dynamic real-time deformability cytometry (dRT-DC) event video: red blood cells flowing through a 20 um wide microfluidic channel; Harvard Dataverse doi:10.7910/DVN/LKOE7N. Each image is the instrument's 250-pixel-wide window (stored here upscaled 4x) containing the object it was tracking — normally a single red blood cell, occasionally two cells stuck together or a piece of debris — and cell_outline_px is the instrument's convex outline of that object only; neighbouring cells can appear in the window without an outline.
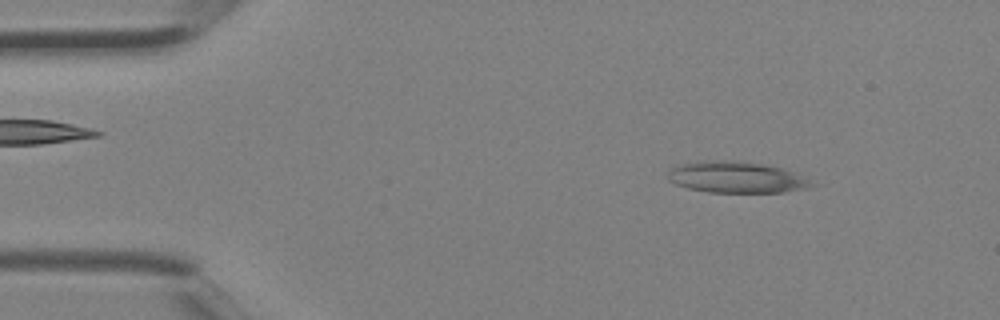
{"species": "Egyptian fruit bat (a non-hibernating species)", "species_latin": "Rousettus aegyptiacus", "temperature_condition": "room temperature", "stored_images_in_passage": 3, "camera_frame_rate_fps": 3000, "um_per_image_px": 0.085, "animal": {"sex": "female"}, "frame": {"image": 1, "passage_image": 1, "time_ms": 0.0, "image_size_px": [1000, 320], "cell_outline_px": [[824, 184], [812, 188], [784, 192], [708, 192], [688, 188], [676, 184], [668, 180], [668, 172], [672, 168], [680, 164], [696, 160], [728, 160], [764, 164], [780, 168]], "centroid_in_image_um": [62.66, 15.07], "position_along_channel_um": 22.3, "area_um2": 26.59}}
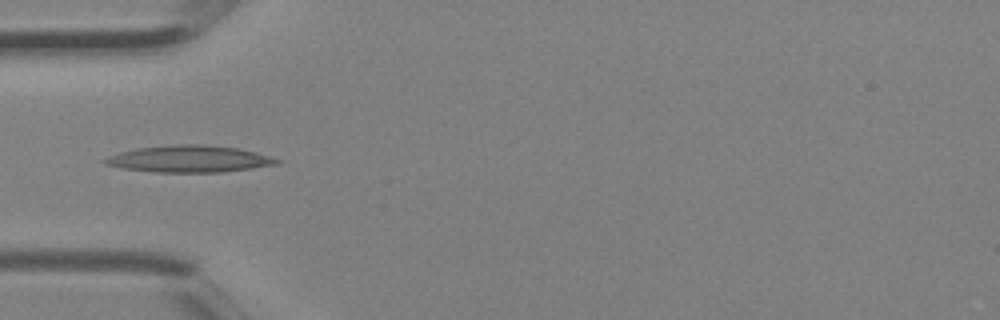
{"frame": {"image": 2, "passage_image": 3, "time_ms": 0.667, "image_size_px": [1000, 320], "cell_outline_px": [[284, 160], [280, 164], [252, 168], [220, 172], [156, 172], [124, 168], [104, 164], [100, 160], [108, 156], [120, 152], [136, 148], [180, 144], [204, 144], [236, 148], [256, 152]], "centroid_in_image_um": [16.11, 13.5], "position_along_channel_um": 68.9, "area_um2": 26.88}}